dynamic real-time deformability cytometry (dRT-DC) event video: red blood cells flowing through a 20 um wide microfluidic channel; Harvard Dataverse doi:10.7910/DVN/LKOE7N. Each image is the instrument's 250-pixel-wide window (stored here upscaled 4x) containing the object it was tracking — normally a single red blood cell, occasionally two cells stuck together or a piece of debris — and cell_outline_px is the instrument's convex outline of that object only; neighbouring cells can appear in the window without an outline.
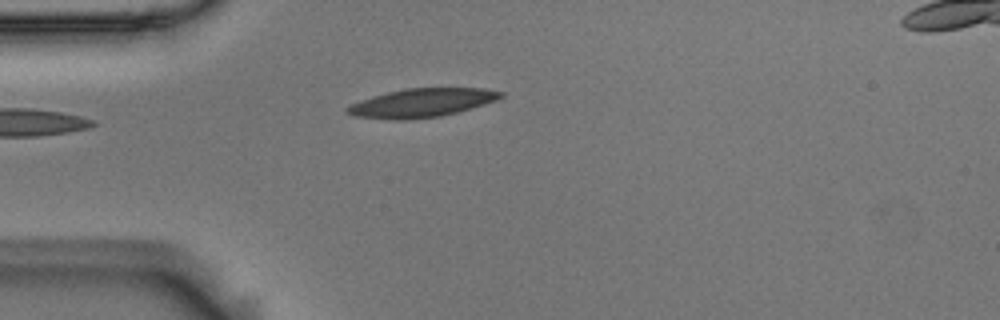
{"species": "Egyptian fruit bat (a non-hibernating species)", "species_latin": "Rousettus aegyptiacus", "temperature_condition": "room temperature", "stored_images_in_passage": 34, "camera_frame_rate_fps": 3000, "um_per_image_px": 0.085, "animal": {"sex": "male"}, "frame": {"image": 1, "passage_image": 2, "time_ms": 0.333, "image_size_px": [1000, 320], "cell_outline_px": [[504, 96], [496, 100], [472, 108], [440, 116], [404, 120], [396, 120], [356, 116], [344, 112], [344, 108], [360, 100], [372, 96], [404, 88], [484, 88], [504, 92]], "centroid_in_image_um": [35.84, 8.73], "position_along_channel_um": 49.2, "area_um2": 25.55}}
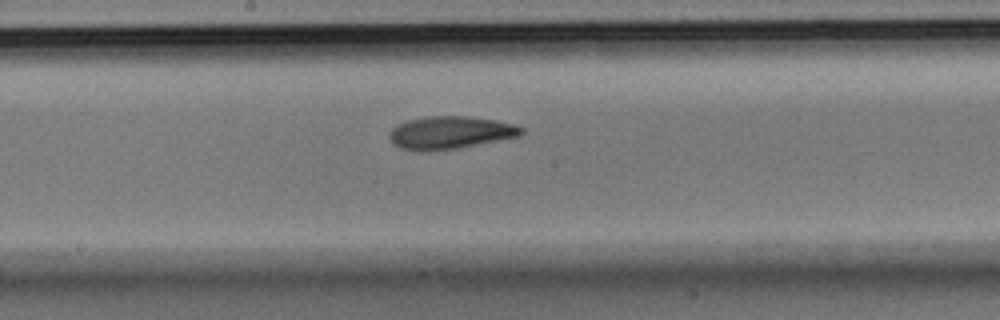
{"frame": {"image": 2, "passage_image": 16, "time_ms": 5.0, "image_size_px": [1000, 320], "cell_outline_px": [[524, 132], [520, 136], [456, 148], [428, 152], [420, 152], [400, 148], [388, 136], [392, 128], [396, 124], [408, 120], [428, 116], [468, 116], [496, 120], [516, 124], [524, 128]], "centroid_in_image_um": [38.28, 11.27], "position_along_channel_um": 209.9, "area_um2": 25.26}}
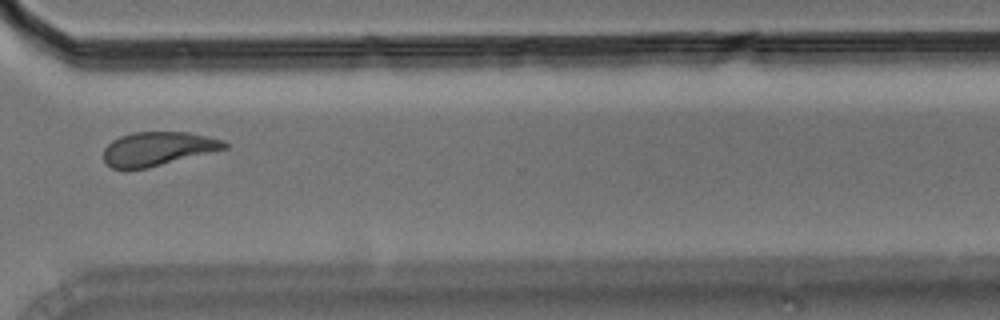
{"frame": {"image": 3, "passage_image": 28, "time_ms": 9.0, "image_size_px": [1000, 320], "cell_outline_px": [[228, 148], [148, 168], [112, 168], [104, 160], [104, 148], [112, 140], [120, 136], [132, 132], [188, 132], [208, 136], [224, 140], [228, 144]], "centroid_in_image_um": [13.44, 12.63], "position_along_channel_um": 357.2, "area_um2": 23.76}, "authors_computed_cell_mechanics": {"area_um2": 24.9118, "velocity_mm_per_s": 3.6863, "shape_relaxation_time_tau1_ms": 7.7468, "shape_relaxation_time_tau2_ms": 3.7678, "deformation_change_tau1": 0.1836, "deformation_change_tau2": 0.117}}